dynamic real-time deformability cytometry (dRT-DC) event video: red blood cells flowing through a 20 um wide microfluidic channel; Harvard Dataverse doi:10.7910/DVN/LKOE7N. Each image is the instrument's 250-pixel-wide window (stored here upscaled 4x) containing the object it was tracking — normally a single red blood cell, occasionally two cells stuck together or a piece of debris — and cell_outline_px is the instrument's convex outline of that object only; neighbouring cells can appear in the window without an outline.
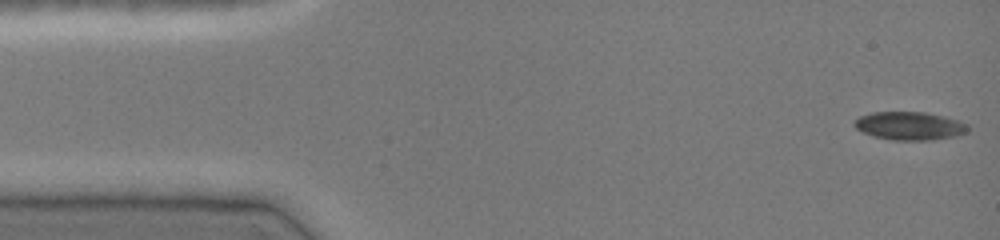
{"species": "common noctule bat (a hibernating species)", "species_latin": "Nyctalus noctula", "temperature_condition": "cold", "stored_images_in_passage": 46, "camera_frame_rate_fps": 3000, "um_per_image_px": 0.085, "animal": {"sex": "female", "body_mass_g": 19.0, "forearm_length_mm": 51.5}, "frame": {"image": 1, "passage_image": 1, "time_ms": 0.0, "image_size_px": [1000, 240], "cell_outline_px": [[968, 132], [956, 136], [928, 140], [892, 140], [872, 136], [856, 128], [852, 124], [860, 116], [872, 112], [924, 112], [944, 116], [968, 124]], "centroid_in_image_um": [77.31, 10.7], "position_along_channel_um": 7.7, "area_um2": 18.61}}
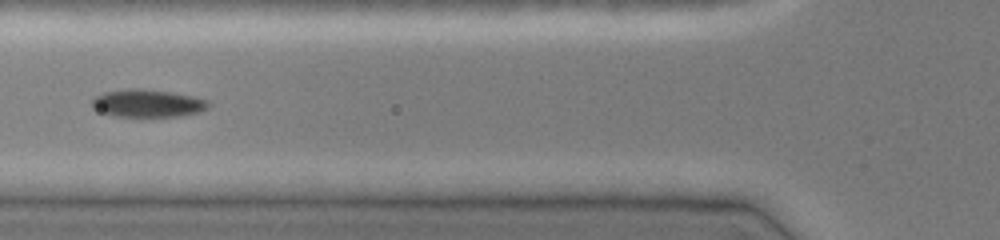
{"frame": {"image": 2, "passage_image": 17, "time_ms": 5.333, "image_size_px": [1000, 240], "cell_outline_px": [[212, 104], [208, 108], [200, 112], [180, 116], [116, 116], [100, 112], [92, 108], [92, 96], [104, 92], [128, 88], [140, 88], [168, 92], [192, 96], [208, 100]], "centroid_in_image_um": [12.53, 8.77], "position_along_channel_um": 113.3, "area_um2": 18.9}}
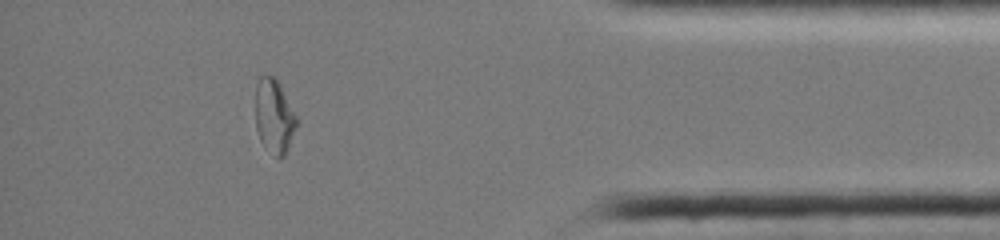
{"frame": {"image": 3, "passage_image": 41, "time_ms": 13.333, "image_size_px": [1000, 240], "cell_outline_px": [[296, 128], [288, 148], [284, 156], [276, 160], [260, 140], [256, 128], [256, 84], [260, 76], [276, 76], [296, 116]], "centroid_in_image_um": [23.29, 9.9], "position_along_channel_um": 411.9, "area_um2": 17.74}}